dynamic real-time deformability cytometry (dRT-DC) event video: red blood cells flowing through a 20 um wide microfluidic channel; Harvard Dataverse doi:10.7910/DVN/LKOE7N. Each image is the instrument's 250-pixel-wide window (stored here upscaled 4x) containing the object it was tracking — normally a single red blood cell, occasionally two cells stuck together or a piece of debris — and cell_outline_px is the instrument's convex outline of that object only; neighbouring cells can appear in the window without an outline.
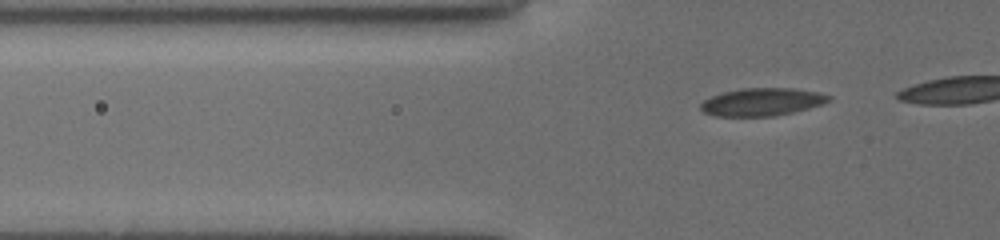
{"species": "common noctule bat (a hibernating species)", "species_latin": "Nyctalus noctula", "temperature_condition": "cold", "stored_images_in_passage": 17, "camera_frame_rate_fps": 3000, "um_per_image_px": 0.085, "animal": {"sex": "female", "body_mass_g": 19.5, "forearm_length_mm": 54.1}, "frame": {"image": 1, "passage_image": 3, "time_ms": 0.667, "image_size_px": [1000, 240], "cell_outline_px": [[832, 100], [824, 104], [776, 116], [716, 116], [704, 112], [700, 108], [700, 104], [704, 100], [712, 96], [724, 92], [740, 88], [792, 88], [820, 92], [832, 96]], "centroid_in_image_um": [64.81, 8.66], "position_along_channel_um": 61.0, "area_um2": 20.81}}
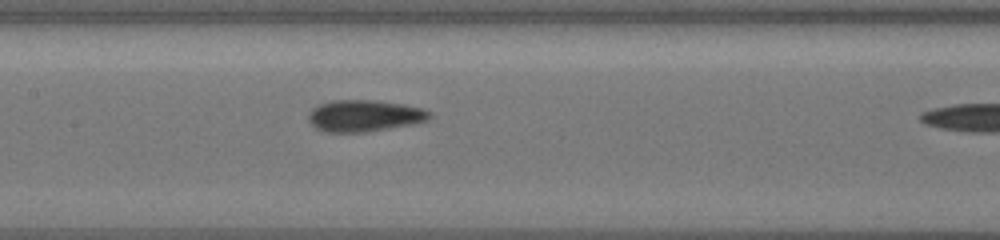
{"frame": {"image": 2, "passage_image": 13, "time_ms": 4.0, "image_size_px": [1000, 240], "cell_outline_px": [[432, 116], [424, 120], [412, 124], [364, 132], [324, 132], [316, 128], [308, 120], [308, 112], [312, 108], [320, 104], [332, 100], [376, 100], [404, 104], [424, 108], [432, 112]], "centroid_in_image_um": [30.95, 9.83], "position_along_channel_um": 176.4, "area_um2": 22.37}}
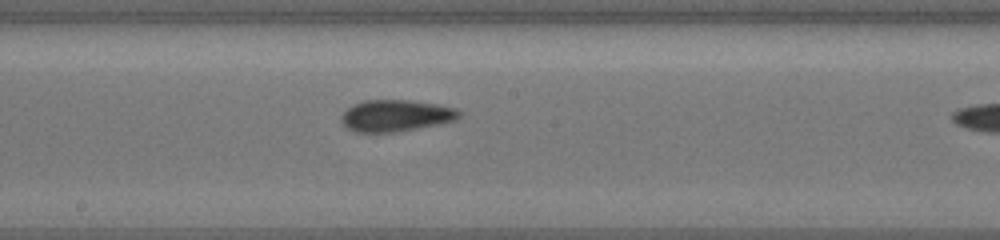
{"frame": {"image": 3, "passage_image": 16, "time_ms": 5.0, "image_size_px": [1000, 240], "cell_outline_px": [[464, 112], [456, 120], [440, 124], [392, 132], [356, 132], [348, 128], [340, 120], [340, 116], [352, 104], [364, 100], [412, 100], [436, 104], [456, 108]], "centroid_in_image_um": [33.67, 9.82], "position_along_channel_um": 214.5, "area_um2": 21.79}}